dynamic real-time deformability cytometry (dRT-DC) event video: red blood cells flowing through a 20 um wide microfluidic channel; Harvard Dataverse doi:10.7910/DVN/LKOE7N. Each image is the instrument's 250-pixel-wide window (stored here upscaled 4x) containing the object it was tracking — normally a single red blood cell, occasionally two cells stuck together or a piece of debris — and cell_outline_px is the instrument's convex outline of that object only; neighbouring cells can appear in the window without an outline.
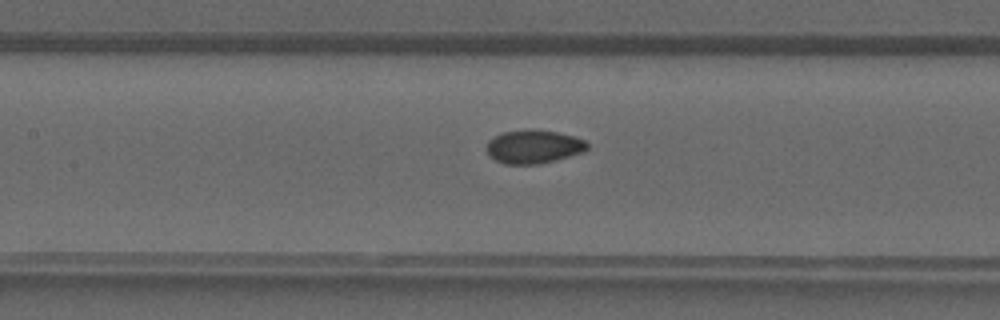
{"species": "common noctule bat (a hibernating species)", "species_latin": "Nyctalus noctula", "temperature_condition": "warm", "stored_images_in_passage": 38, "camera_frame_rate_fps": 3000, "um_per_image_px": 0.085, "animal": {"sex": "male", "forearm_length_mm": 52.5}, "frame": {"image": 1, "passage_image": 16, "time_ms": 5.0, "image_size_px": [1000, 320], "cell_outline_px": [[588, 148], [584, 152], [556, 160], [536, 164], [504, 164], [496, 160], [488, 152], [488, 140], [504, 132], [556, 132], [576, 136], [584, 140], [588, 144]], "centroid_in_image_um": [45.42, 12.51], "position_along_channel_um": 162.0, "area_um2": 18.84}}
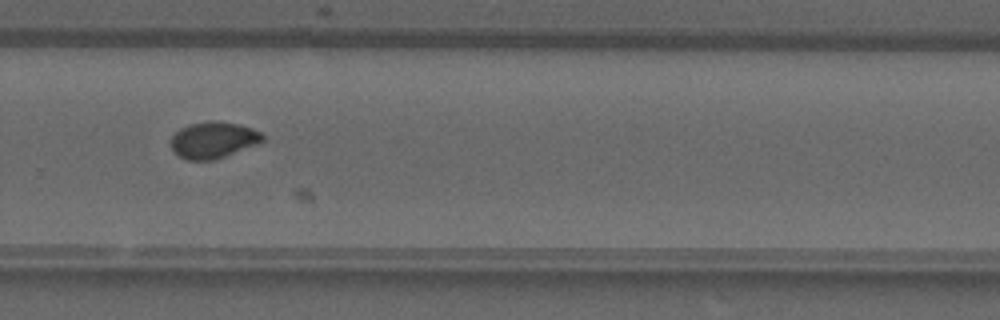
{"frame": {"image": 2, "passage_image": 25, "time_ms": 8.0, "image_size_px": [1000, 320], "cell_outline_px": [[264, 140], [260, 144], [212, 160], [188, 160], [180, 156], [172, 148], [172, 136], [180, 128], [188, 124], [208, 120], [212, 120], [240, 124], [252, 128], [260, 132], [264, 136]], "centroid_in_image_um": [18.17, 11.88], "position_along_channel_um": 311.6, "area_um2": 19.48}}
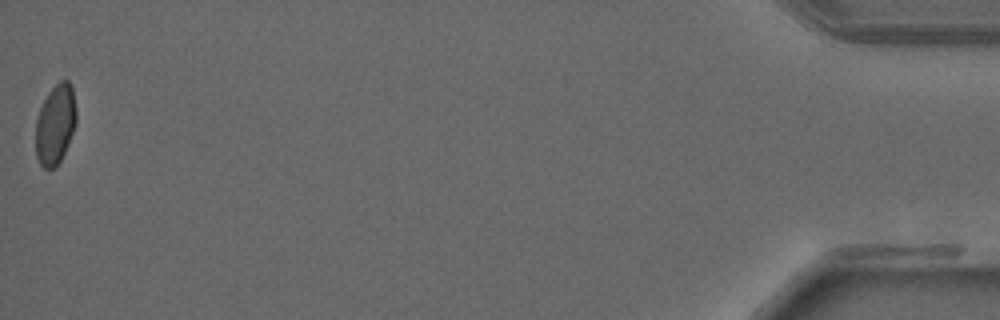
{"frame": {"image": 3, "passage_image": 38, "time_ms": 12.333, "image_size_px": [1000, 320], "cell_outline_px": [[76, 124], [64, 152], [60, 160], [52, 168], [44, 168], [40, 164], [36, 156], [36, 120], [40, 108], [48, 92], [60, 80], [68, 80], [72, 84], [76, 108]], "centroid_in_image_um": [4.71, 10.53], "position_along_channel_um": 430.5, "area_um2": 18.79}}